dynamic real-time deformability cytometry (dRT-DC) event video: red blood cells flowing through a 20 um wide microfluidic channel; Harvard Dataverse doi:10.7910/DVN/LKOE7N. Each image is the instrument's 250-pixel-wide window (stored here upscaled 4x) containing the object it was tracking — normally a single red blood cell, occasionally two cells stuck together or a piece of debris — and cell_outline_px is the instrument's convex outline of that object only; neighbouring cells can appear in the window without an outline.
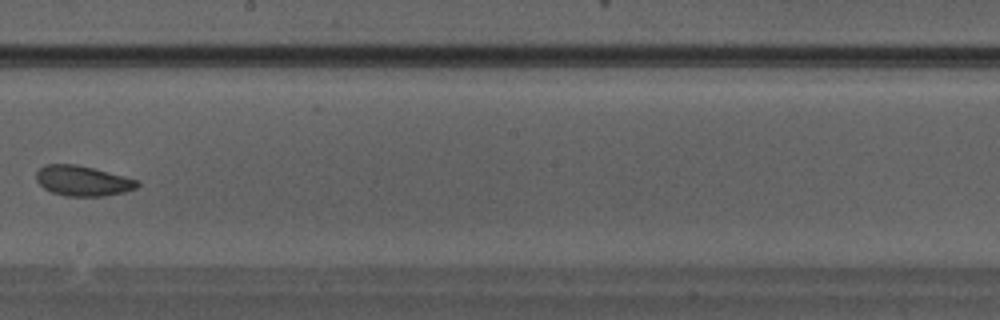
{"species": "Egyptian fruit bat (a non-hibernating species)", "species_latin": "Rousettus aegyptiacus", "temperature_condition": "warm", "stored_images_in_passage": 35, "camera_frame_rate_fps": 3000, "um_per_image_px": 0.085, "animal": {"sex": "male"}, "frame": {"image": 1, "passage_image": 20, "time_ms": 6.333, "image_size_px": [1000, 320], "cell_outline_px": [[140, 184], [136, 188], [124, 192], [104, 196], [64, 196], [52, 192], [44, 188], [36, 180], [36, 172], [44, 164], [76, 164], [140, 180]], "centroid_in_image_um": [7.03, 15.37], "position_along_channel_um": 241.2, "area_um2": 17.8}}